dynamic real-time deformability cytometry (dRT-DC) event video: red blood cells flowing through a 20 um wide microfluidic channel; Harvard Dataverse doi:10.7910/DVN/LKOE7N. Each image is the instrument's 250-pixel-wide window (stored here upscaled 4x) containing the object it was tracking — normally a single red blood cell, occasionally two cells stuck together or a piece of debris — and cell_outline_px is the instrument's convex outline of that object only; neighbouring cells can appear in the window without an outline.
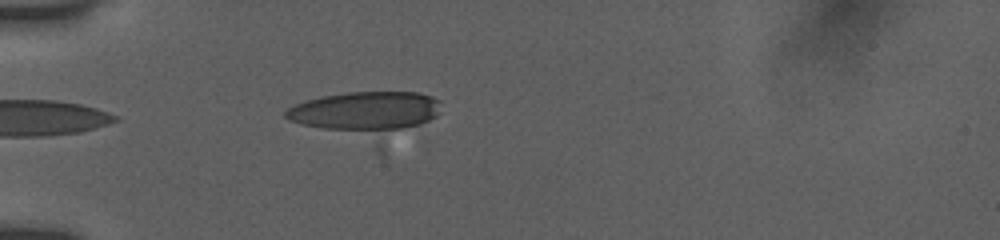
{"species": "human", "species_latin": "Homo sapiens", "temperature_condition": "room temperature", "stored_images_in_passage": 4, "camera_frame_rate_fps": 3000, "um_per_image_px": 0.085, "donor": {"sex": "female"}, "frame": {"image": 1, "passage_image": 4, "time_ms": 3.0, "image_size_px": [1000, 240], "cell_outline_px": [[440, 112], [436, 116], [380, 156], [288, 120], [284, 116], [284, 112], [288, 108], [296, 104], [320, 96], [348, 92], [416, 92], [432, 96], [440, 100]], "centroid_in_image_um": [31.15, 9.95], "position_along_channel_um": 53.8, "area_um2": 46.07}}